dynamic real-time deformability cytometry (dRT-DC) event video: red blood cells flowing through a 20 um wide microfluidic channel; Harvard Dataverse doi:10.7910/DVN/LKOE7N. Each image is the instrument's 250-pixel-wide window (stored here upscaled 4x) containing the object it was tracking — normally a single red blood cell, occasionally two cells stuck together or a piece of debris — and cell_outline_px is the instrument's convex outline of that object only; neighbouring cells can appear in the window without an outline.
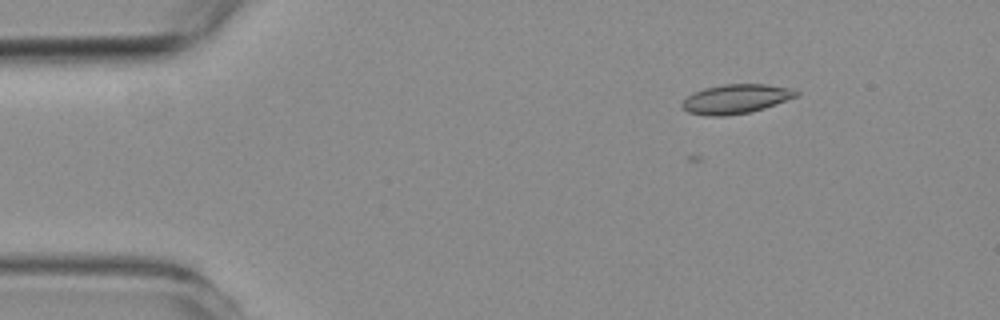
{"species": "common noctule bat (a hibernating species)", "species_latin": "Nyctalus noctula", "temperature_condition": "room temperature", "stored_images_in_passage": 9, "camera_frame_rate_fps": 3000, "um_per_image_px": 0.085, "animal": {"sex": "female", "body_mass_g": 19.3, "forearm_length_mm": 54.1}, "frame": {"image": 1, "passage_image": 1, "time_ms": 0.0, "image_size_px": [1000, 320], "cell_outline_px": [[800, 96], [752, 112], [724, 116], [704, 116], [688, 112], [680, 104], [692, 92], [704, 88], [724, 84], [768, 84], [792, 88], [800, 92]], "centroid_in_image_um": [62.58, 8.41], "position_along_channel_um": 22.4, "area_um2": 19.77}}
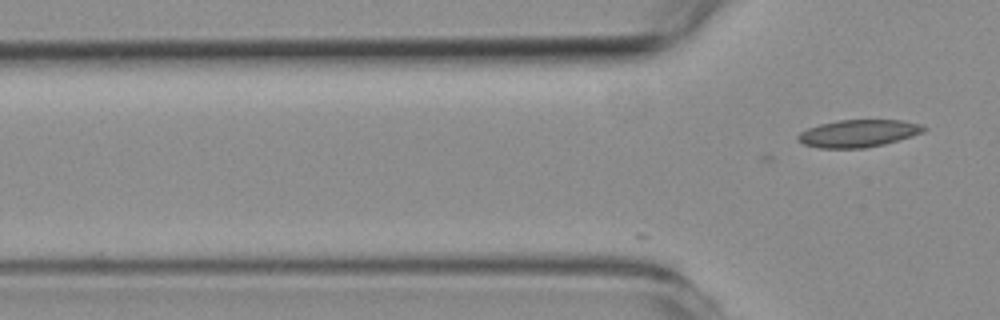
{"frame": {"image": 2, "passage_image": 9, "time_ms": 2.667, "image_size_px": [1000, 320], "cell_outline_px": [[928, 128], [924, 132], [912, 136], [884, 144], [864, 148], [820, 148], [804, 144], [796, 140], [796, 136], [800, 132], [808, 128], [820, 124], [840, 120], [900, 120], [920, 124]], "centroid_in_image_um": [72.95, 11.34], "position_along_channel_um": 52.9, "area_um2": 20.06}}